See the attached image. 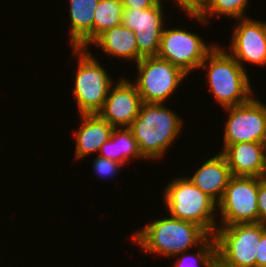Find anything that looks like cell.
<instances>
[{
  "instance_id": "cell-1",
  "label": "cell",
  "mask_w": 266,
  "mask_h": 267,
  "mask_svg": "<svg viewBox=\"0 0 266 267\" xmlns=\"http://www.w3.org/2000/svg\"><path fill=\"white\" fill-rule=\"evenodd\" d=\"M210 235L199 225L170 215L154 219L131 235L143 253L168 257L200 246Z\"/></svg>"
},
{
  "instance_id": "cell-2",
  "label": "cell",
  "mask_w": 266,
  "mask_h": 267,
  "mask_svg": "<svg viewBox=\"0 0 266 267\" xmlns=\"http://www.w3.org/2000/svg\"><path fill=\"white\" fill-rule=\"evenodd\" d=\"M174 111L164 103L142 102L138 116L128 128L146 160L162 159L166 151L181 135L184 119Z\"/></svg>"
},
{
  "instance_id": "cell-3",
  "label": "cell",
  "mask_w": 266,
  "mask_h": 267,
  "mask_svg": "<svg viewBox=\"0 0 266 267\" xmlns=\"http://www.w3.org/2000/svg\"><path fill=\"white\" fill-rule=\"evenodd\" d=\"M222 48V45L216 44L199 69L206 70L209 92L224 109L246 103L255 91L247 70L226 50L227 46Z\"/></svg>"
},
{
  "instance_id": "cell-4",
  "label": "cell",
  "mask_w": 266,
  "mask_h": 267,
  "mask_svg": "<svg viewBox=\"0 0 266 267\" xmlns=\"http://www.w3.org/2000/svg\"><path fill=\"white\" fill-rule=\"evenodd\" d=\"M163 189L162 201L171 217L189 221L202 227L209 235H214L217 203L196 187L187 176L171 179ZM164 199V200H163Z\"/></svg>"
},
{
  "instance_id": "cell-5",
  "label": "cell",
  "mask_w": 266,
  "mask_h": 267,
  "mask_svg": "<svg viewBox=\"0 0 266 267\" xmlns=\"http://www.w3.org/2000/svg\"><path fill=\"white\" fill-rule=\"evenodd\" d=\"M71 53L77 61L72 95L76 100L79 115L98 114L105 103L114 80L108 70L93 56L91 49L72 48ZM78 56V58H77Z\"/></svg>"
},
{
  "instance_id": "cell-6",
  "label": "cell",
  "mask_w": 266,
  "mask_h": 267,
  "mask_svg": "<svg viewBox=\"0 0 266 267\" xmlns=\"http://www.w3.org/2000/svg\"><path fill=\"white\" fill-rule=\"evenodd\" d=\"M265 231L261 223L218 226L214 234L217 261L227 267H256V252Z\"/></svg>"
},
{
  "instance_id": "cell-7",
  "label": "cell",
  "mask_w": 266,
  "mask_h": 267,
  "mask_svg": "<svg viewBox=\"0 0 266 267\" xmlns=\"http://www.w3.org/2000/svg\"><path fill=\"white\" fill-rule=\"evenodd\" d=\"M134 84L145 103H165L187 78L179 67L157 56L143 57L136 63Z\"/></svg>"
},
{
  "instance_id": "cell-8",
  "label": "cell",
  "mask_w": 266,
  "mask_h": 267,
  "mask_svg": "<svg viewBox=\"0 0 266 267\" xmlns=\"http://www.w3.org/2000/svg\"><path fill=\"white\" fill-rule=\"evenodd\" d=\"M259 177L231 176L226 190L217 203L221 225L258 223L257 194Z\"/></svg>"
},
{
  "instance_id": "cell-9",
  "label": "cell",
  "mask_w": 266,
  "mask_h": 267,
  "mask_svg": "<svg viewBox=\"0 0 266 267\" xmlns=\"http://www.w3.org/2000/svg\"><path fill=\"white\" fill-rule=\"evenodd\" d=\"M203 38L186 29H163L157 57L169 61L191 76L204 62L207 54L216 44H206Z\"/></svg>"
},
{
  "instance_id": "cell-10",
  "label": "cell",
  "mask_w": 266,
  "mask_h": 267,
  "mask_svg": "<svg viewBox=\"0 0 266 267\" xmlns=\"http://www.w3.org/2000/svg\"><path fill=\"white\" fill-rule=\"evenodd\" d=\"M223 146L240 142L266 143V117L262 104L252 97L246 103L227 107Z\"/></svg>"
},
{
  "instance_id": "cell-11",
  "label": "cell",
  "mask_w": 266,
  "mask_h": 267,
  "mask_svg": "<svg viewBox=\"0 0 266 267\" xmlns=\"http://www.w3.org/2000/svg\"><path fill=\"white\" fill-rule=\"evenodd\" d=\"M163 1L146 9H124L122 25L135 33L138 54L143 57L157 56L165 27Z\"/></svg>"
},
{
  "instance_id": "cell-12",
  "label": "cell",
  "mask_w": 266,
  "mask_h": 267,
  "mask_svg": "<svg viewBox=\"0 0 266 267\" xmlns=\"http://www.w3.org/2000/svg\"><path fill=\"white\" fill-rule=\"evenodd\" d=\"M236 22L232 27L231 44L226 50L245 70L247 63L266 66V21L247 17Z\"/></svg>"
},
{
  "instance_id": "cell-13",
  "label": "cell",
  "mask_w": 266,
  "mask_h": 267,
  "mask_svg": "<svg viewBox=\"0 0 266 267\" xmlns=\"http://www.w3.org/2000/svg\"><path fill=\"white\" fill-rule=\"evenodd\" d=\"M142 104L132 80L120 77L112 84L102 110L98 113L113 128L129 127L138 116Z\"/></svg>"
},
{
  "instance_id": "cell-14",
  "label": "cell",
  "mask_w": 266,
  "mask_h": 267,
  "mask_svg": "<svg viewBox=\"0 0 266 267\" xmlns=\"http://www.w3.org/2000/svg\"><path fill=\"white\" fill-rule=\"evenodd\" d=\"M220 153L225 157L232 176L266 178V143L240 142L223 146Z\"/></svg>"
},
{
  "instance_id": "cell-15",
  "label": "cell",
  "mask_w": 266,
  "mask_h": 267,
  "mask_svg": "<svg viewBox=\"0 0 266 267\" xmlns=\"http://www.w3.org/2000/svg\"><path fill=\"white\" fill-rule=\"evenodd\" d=\"M231 176L227 161L220 152L206 159L192 176L187 175L196 187L216 203L221 200Z\"/></svg>"
},
{
  "instance_id": "cell-16",
  "label": "cell",
  "mask_w": 266,
  "mask_h": 267,
  "mask_svg": "<svg viewBox=\"0 0 266 267\" xmlns=\"http://www.w3.org/2000/svg\"><path fill=\"white\" fill-rule=\"evenodd\" d=\"M80 126L74 131L76 160H82L98 153L101 146L110 138L113 127L99 114L80 115Z\"/></svg>"
},
{
  "instance_id": "cell-17",
  "label": "cell",
  "mask_w": 266,
  "mask_h": 267,
  "mask_svg": "<svg viewBox=\"0 0 266 267\" xmlns=\"http://www.w3.org/2000/svg\"><path fill=\"white\" fill-rule=\"evenodd\" d=\"M99 1L69 0L71 48L89 49L93 43V18Z\"/></svg>"
},
{
  "instance_id": "cell-18",
  "label": "cell",
  "mask_w": 266,
  "mask_h": 267,
  "mask_svg": "<svg viewBox=\"0 0 266 267\" xmlns=\"http://www.w3.org/2000/svg\"><path fill=\"white\" fill-rule=\"evenodd\" d=\"M100 49L110 57H117L122 60L132 62H139L142 57L138 54V47L136 43L135 33L119 25L102 33L92 44Z\"/></svg>"
},
{
  "instance_id": "cell-19",
  "label": "cell",
  "mask_w": 266,
  "mask_h": 267,
  "mask_svg": "<svg viewBox=\"0 0 266 267\" xmlns=\"http://www.w3.org/2000/svg\"><path fill=\"white\" fill-rule=\"evenodd\" d=\"M98 154L123 165L129 164L132 158L146 160L140 153L137 141L128 127L113 128L110 138L101 146Z\"/></svg>"
},
{
  "instance_id": "cell-20",
  "label": "cell",
  "mask_w": 266,
  "mask_h": 267,
  "mask_svg": "<svg viewBox=\"0 0 266 267\" xmlns=\"http://www.w3.org/2000/svg\"><path fill=\"white\" fill-rule=\"evenodd\" d=\"M249 0H210L199 13H186L190 18L198 20L199 23L208 24L213 16L233 18L235 20L247 18L246 7Z\"/></svg>"
},
{
  "instance_id": "cell-21",
  "label": "cell",
  "mask_w": 266,
  "mask_h": 267,
  "mask_svg": "<svg viewBox=\"0 0 266 267\" xmlns=\"http://www.w3.org/2000/svg\"><path fill=\"white\" fill-rule=\"evenodd\" d=\"M122 0H100L94 11L93 42L110 28L122 25Z\"/></svg>"
},
{
  "instance_id": "cell-22",
  "label": "cell",
  "mask_w": 266,
  "mask_h": 267,
  "mask_svg": "<svg viewBox=\"0 0 266 267\" xmlns=\"http://www.w3.org/2000/svg\"><path fill=\"white\" fill-rule=\"evenodd\" d=\"M196 249L197 252L195 253L190 254V251H186L171 257L176 258V262L173 263V267H214V264L217 260L216 241L214 235H210Z\"/></svg>"
},
{
  "instance_id": "cell-23",
  "label": "cell",
  "mask_w": 266,
  "mask_h": 267,
  "mask_svg": "<svg viewBox=\"0 0 266 267\" xmlns=\"http://www.w3.org/2000/svg\"><path fill=\"white\" fill-rule=\"evenodd\" d=\"M93 172H95L96 176L100 177V179H110L115 176V174L119 173L121 168H123V164L107 159L102 156H96L92 163Z\"/></svg>"
},
{
  "instance_id": "cell-24",
  "label": "cell",
  "mask_w": 266,
  "mask_h": 267,
  "mask_svg": "<svg viewBox=\"0 0 266 267\" xmlns=\"http://www.w3.org/2000/svg\"><path fill=\"white\" fill-rule=\"evenodd\" d=\"M257 203H258V223L266 225V178L259 177Z\"/></svg>"
},
{
  "instance_id": "cell-25",
  "label": "cell",
  "mask_w": 266,
  "mask_h": 267,
  "mask_svg": "<svg viewBox=\"0 0 266 267\" xmlns=\"http://www.w3.org/2000/svg\"><path fill=\"white\" fill-rule=\"evenodd\" d=\"M160 0H122L124 9H146L156 5Z\"/></svg>"
},
{
  "instance_id": "cell-26",
  "label": "cell",
  "mask_w": 266,
  "mask_h": 267,
  "mask_svg": "<svg viewBox=\"0 0 266 267\" xmlns=\"http://www.w3.org/2000/svg\"><path fill=\"white\" fill-rule=\"evenodd\" d=\"M256 267H266V231L262 234L257 248Z\"/></svg>"
},
{
  "instance_id": "cell-27",
  "label": "cell",
  "mask_w": 266,
  "mask_h": 267,
  "mask_svg": "<svg viewBox=\"0 0 266 267\" xmlns=\"http://www.w3.org/2000/svg\"><path fill=\"white\" fill-rule=\"evenodd\" d=\"M210 0H186V13H199Z\"/></svg>"
},
{
  "instance_id": "cell-28",
  "label": "cell",
  "mask_w": 266,
  "mask_h": 267,
  "mask_svg": "<svg viewBox=\"0 0 266 267\" xmlns=\"http://www.w3.org/2000/svg\"><path fill=\"white\" fill-rule=\"evenodd\" d=\"M161 1H165V0H161ZM174 2L178 6V9L180 7V10H182L183 13H186V0H174Z\"/></svg>"
},
{
  "instance_id": "cell-29",
  "label": "cell",
  "mask_w": 266,
  "mask_h": 267,
  "mask_svg": "<svg viewBox=\"0 0 266 267\" xmlns=\"http://www.w3.org/2000/svg\"><path fill=\"white\" fill-rule=\"evenodd\" d=\"M261 104H262V107L264 109V113H265V117H266V104H264L263 102H261L259 99H257Z\"/></svg>"
},
{
  "instance_id": "cell-30",
  "label": "cell",
  "mask_w": 266,
  "mask_h": 267,
  "mask_svg": "<svg viewBox=\"0 0 266 267\" xmlns=\"http://www.w3.org/2000/svg\"><path fill=\"white\" fill-rule=\"evenodd\" d=\"M214 267H227V266H224V265H221L217 260L214 264Z\"/></svg>"
}]
</instances>
